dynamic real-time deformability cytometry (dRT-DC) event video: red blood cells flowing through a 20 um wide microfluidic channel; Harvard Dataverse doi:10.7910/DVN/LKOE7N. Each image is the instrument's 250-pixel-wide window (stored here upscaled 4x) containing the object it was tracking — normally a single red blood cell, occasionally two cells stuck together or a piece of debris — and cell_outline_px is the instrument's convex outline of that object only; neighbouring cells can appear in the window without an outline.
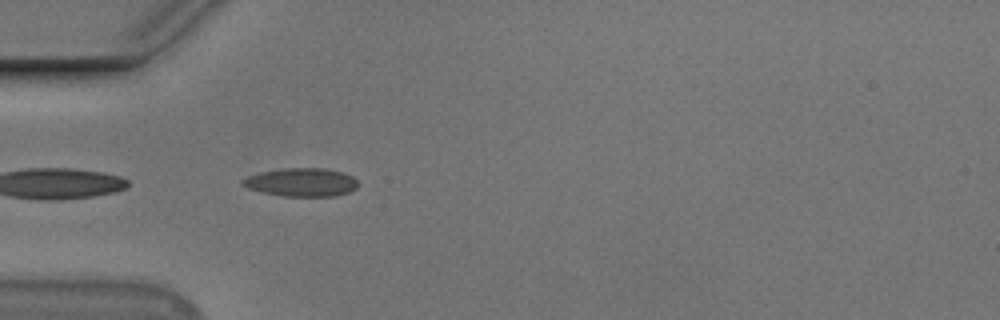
{"species": "Egyptian fruit bat (a non-hibernating species)", "species_latin": "Rousettus aegyptiacus", "temperature_condition": "cold", "stored_images_in_passage": 38, "camera_frame_rate_fps": 3000, "um_per_image_px": 0.085, "animal": {"sex": "male"}, "frame": {"image": 1, "passage_image": 1, "time_ms": 0.0, "image_size_px": [1000, 320], "cell_outline_px": [[360, 184], [356, 188], [348, 192], [336, 196], [284, 196], [260, 192], [248, 188], [240, 184], [240, 180], [248, 176], [260, 172], [284, 168], [324, 168], [344, 172], [352, 176]], "centroid_in_image_um": [25.62, 15.49], "position_along_channel_um": 59.4, "area_um2": 19.25}}
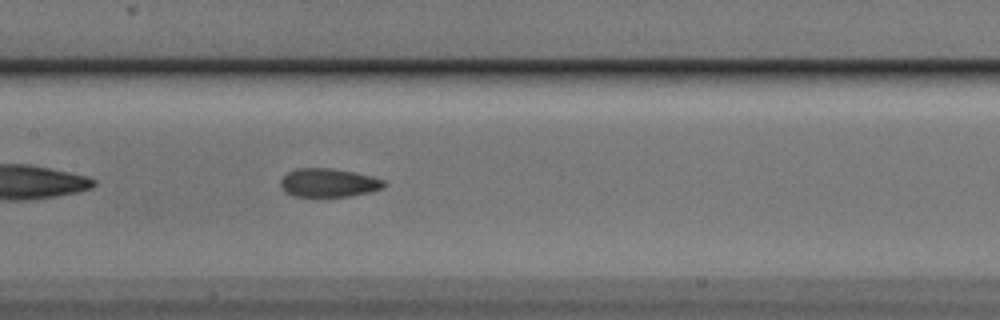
{"frame": {"image": 2, "passage_image": 11, "time_ms": 3.333, "image_size_px": [1000, 320], "cell_outline_px": [[388, 184], [384, 188], [372, 192], [352, 196], [292, 196], [280, 184], [280, 180], [288, 172], [296, 168], [332, 168], [352, 172], [384, 180]], "centroid_in_image_um": [27.97, 15.54], "position_along_channel_um": 179.4, "area_um2": 17.11}, "authors_computed_cell_mechanics": {"area_um2": 17.5423, "velocity_mm_per_s": 3.7194, "shape_relaxation_time_tau1_ms": 3.6496, "shape_relaxation_time_tau2_ms": 2.014, "deformation_change_tau1": 0.1338, "deformation_change_tau2": 0.0907}}